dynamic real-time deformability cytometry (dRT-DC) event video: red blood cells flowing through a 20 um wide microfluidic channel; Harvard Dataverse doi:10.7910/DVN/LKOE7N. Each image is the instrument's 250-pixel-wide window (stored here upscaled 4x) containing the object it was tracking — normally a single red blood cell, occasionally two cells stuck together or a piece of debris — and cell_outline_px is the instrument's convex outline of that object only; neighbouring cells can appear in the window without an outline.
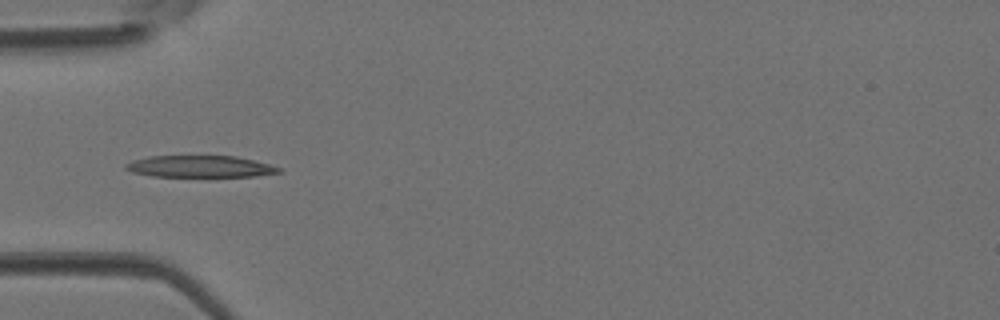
{"species": "Egyptian fruit bat (a non-hibernating species)", "species_latin": "Rousettus aegyptiacus", "temperature_condition": "room temperature", "stored_images_in_passage": 3, "camera_frame_rate_fps": 3000, "um_per_image_px": 0.085, "animal": {"sex": "female"}, "frame": {"image": 1, "passage_image": 1, "time_ms": 0.0, "image_size_px": [1000, 320], "cell_outline_px": [[284, 172], [256, 176], [208, 180], [152, 176], [132, 172], [124, 168], [124, 164], [132, 160], [148, 156], [236, 156], [284, 168]], "centroid_in_image_um": [17.05, 14.21], "position_along_channel_um": 68.0, "area_um2": 20.92}}
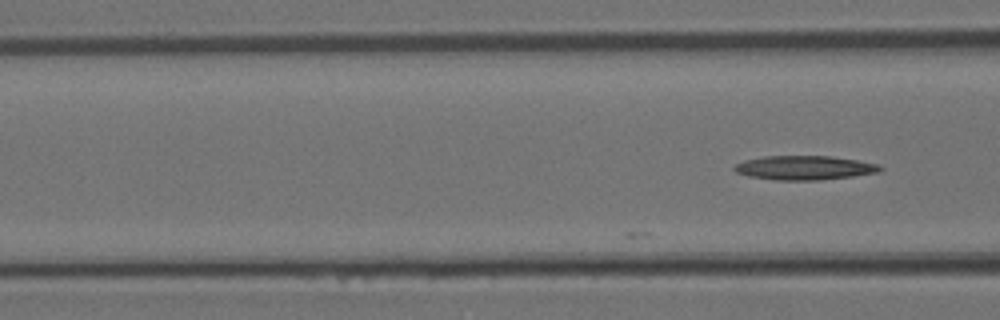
{"frame": {"image": 2, "passage_image": 3, "time_ms": 0.667, "image_size_px": [1000, 320], "cell_outline_px": [[884, 168], [880, 172], [852, 176], [820, 180], [776, 180], [748, 176], [736, 172], [732, 168], [736, 164], [744, 160], [764, 156], [832, 156], [860, 160], [880, 164]], "centroid_in_image_um": [68.42, 14.25], "position_along_channel_um": 98.2, "area_um2": 20.69}}